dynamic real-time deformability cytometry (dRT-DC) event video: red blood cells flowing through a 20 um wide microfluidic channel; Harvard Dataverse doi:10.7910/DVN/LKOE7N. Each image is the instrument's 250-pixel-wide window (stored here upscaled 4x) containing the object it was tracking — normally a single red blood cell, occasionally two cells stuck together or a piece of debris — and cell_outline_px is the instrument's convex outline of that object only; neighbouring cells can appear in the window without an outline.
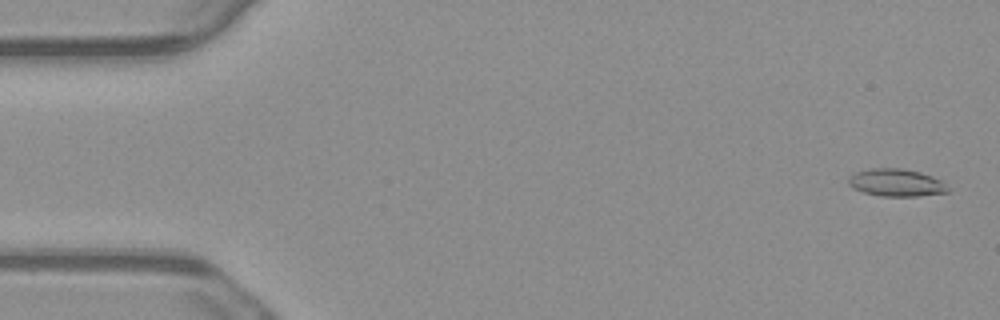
{"species": "common noctule bat (a hibernating species)", "species_latin": "Nyctalus noctula", "temperature_condition": "warm", "stored_images_in_passage": 55, "camera_frame_rate_fps": 3000, "um_per_image_px": 0.085, "animal": {"sex": "male", "body_mass_g": 23.1, "forearm_length_mm": 52.7}, "frame": {"image": 1, "passage_image": 2, "time_ms": 0.333, "image_size_px": [1000, 320], "cell_outline_px": [[948, 192], [916, 196], [880, 196], [864, 192], [852, 188], [848, 184], [848, 176], [856, 172], [872, 168], [900, 168], [920, 172], [932, 176], [940, 180], [948, 188]], "centroid_in_image_um": [76.14, 15.52], "position_along_channel_um": 8.9, "area_um2": 15.84}}
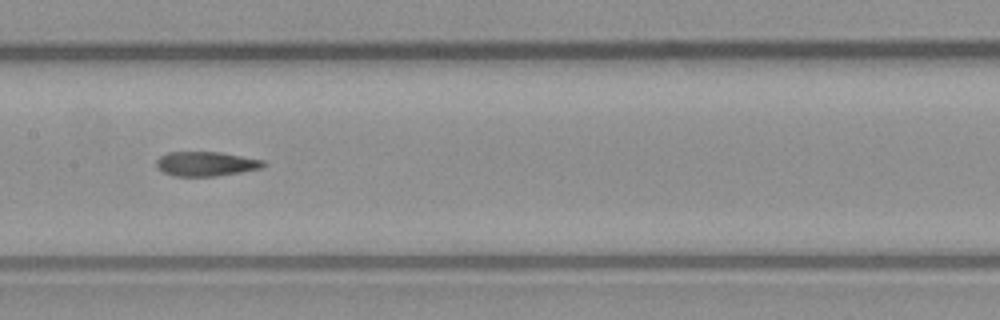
{"frame": {"image": 2, "passage_image": 27, "time_ms": 8.667, "image_size_px": [1000, 320], "cell_outline_px": [[268, 164], [264, 168], [216, 176], [176, 176], [164, 172], [156, 164], [156, 160], [160, 156], [168, 152], [220, 152], [264, 160]], "centroid_in_image_um": [17.57, 13.92], "position_along_channel_um": 189.8, "area_um2": 15.26}}
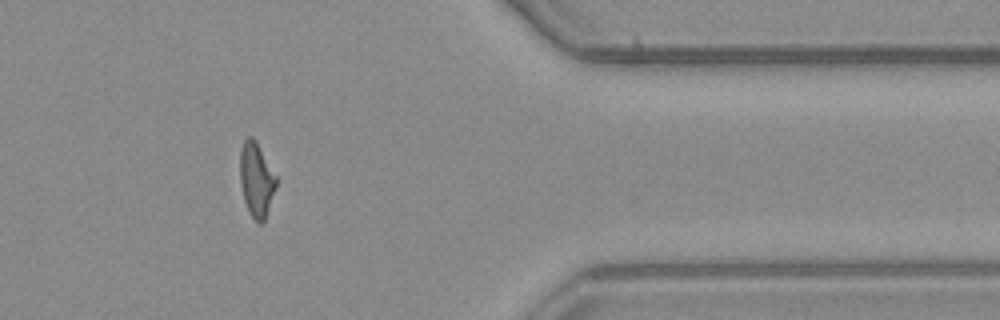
{"frame": {"image": 3, "passage_image": 45, "time_ms": 14.667, "image_size_px": [1000, 320], "cell_outline_px": [[276, 188], [264, 220], [260, 224], [248, 212], [244, 200], [240, 184], [240, 152], [244, 140], [248, 136], [252, 136], [256, 140], [276, 176]], "centroid_in_image_um": [21.78, 15.25], "position_along_channel_um": 389.6, "area_um2": 15.55}, "authors_computed_cell_mechanics": {"area_um2": 15.8372, "velocity_mm_per_s": 3.7486, "shape_relaxation_time_tau1_ms": null, "shape_relaxation_time_tau2_ms": 2.7524, "deformation_change_tau1": null, "deformation_change_tau2": 0.1085}}